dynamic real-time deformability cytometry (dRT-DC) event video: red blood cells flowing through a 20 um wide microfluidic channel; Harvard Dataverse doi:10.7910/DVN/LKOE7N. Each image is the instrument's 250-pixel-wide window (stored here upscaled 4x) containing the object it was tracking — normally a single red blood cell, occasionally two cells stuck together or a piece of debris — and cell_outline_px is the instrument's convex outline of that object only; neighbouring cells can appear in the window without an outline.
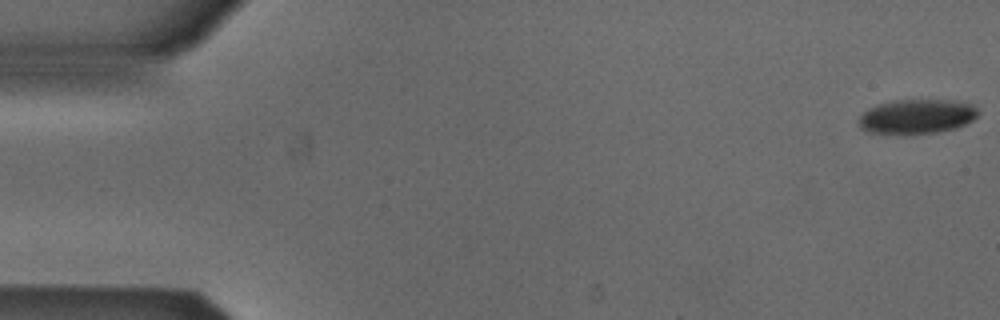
{"species": "Egyptian fruit bat (a non-hibernating species)", "species_latin": "Rousettus aegyptiacus", "temperature_condition": "cold", "stored_images_in_passage": 24, "camera_frame_rate_fps": 3000, "um_per_image_px": 0.085, "animal": {"sex": "male"}, "frame": {"image": 1, "passage_image": 1, "time_ms": 0.0, "image_size_px": [1000, 320], "cell_outline_px": [[980, 112], [972, 120], [964, 124], [952, 128], [936, 132], [868, 132], [860, 128], [860, 116], [868, 108], [892, 100], [956, 100], [972, 104]], "centroid_in_image_um": [77.96, 9.86], "position_along_channel_um": 7.0, "area_um2": 23.29}}
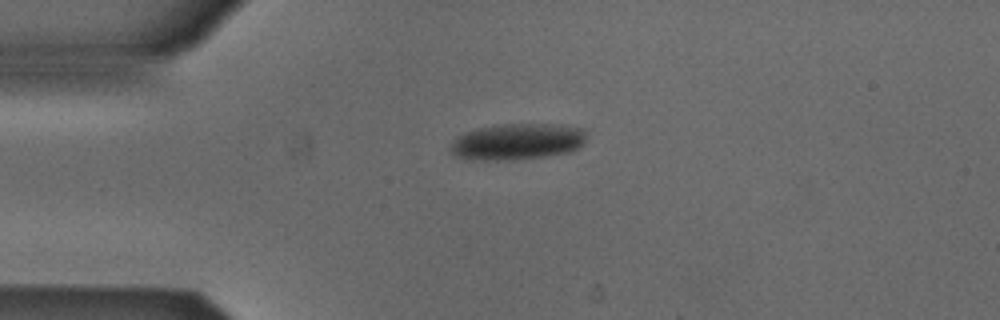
{"frame": {"image": 2, "passage_image": 13, "time_ms": 4.0, "image_size_px": [1000, 320], "cell_outline_px": [[584, 140], [576, 148], [568, 152], [544, 156], [512, 160], [468, 160], [456, 156], [452, 152], [452, 144], [460, 136], [468, 132], [480, 128], [504, 124], [560, 124], [584, 128]], "centroid_in_image_um": [43.99, 12.04], "position_along_channel_um": 41.0, "area_um2": 28.26}}
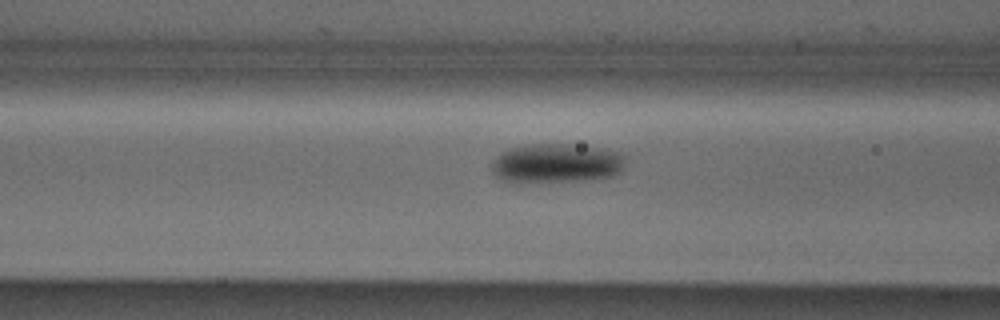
{"frame": {"image": 3, "passage_image": 21, "time_ms": 6.667, "image_size_px": [1000, 320], "cell_outline_px": [[624, 168], [620, 172], [612, 176], [580, 180], [512, 184], [496, 176], [492, 172], [492, 164], [496, 156], [500, 152], [508, 148], [528, 144], [568, 144], [600, 148], [620, 152], [624, 156]], "centroid_in_image_um": [47.24, 13.89], "position_along_channel_um": 119.4, "area_um2": 31.04}}